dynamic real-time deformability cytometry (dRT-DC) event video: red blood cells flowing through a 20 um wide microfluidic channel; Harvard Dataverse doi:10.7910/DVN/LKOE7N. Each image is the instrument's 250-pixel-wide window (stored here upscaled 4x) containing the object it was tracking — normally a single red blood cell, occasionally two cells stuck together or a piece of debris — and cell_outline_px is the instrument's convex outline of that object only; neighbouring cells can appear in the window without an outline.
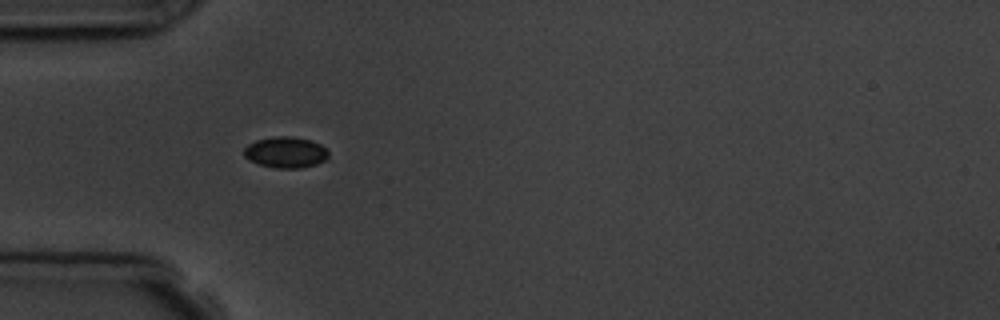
{"species": "common noctule bat (a hibernating species)", "species_latin": "Nyctalus noctula", "temperature_condition": "room temperature", "stored_images_in_passage": 3, "camera_frame_rate_fps": 3000, "um_per_image_px": 0.085, "animal": {"sex": "male", "body_mass_g": 19.5, "forearm_length_mm": 54.6}, "frame": {"image": 1, "passage_image": 2, "time_ms": 1.333, "image_size_px": [1000, 320], "cell_outline_px": [[328, 156], [324, 160], [316, 164], [300, 168], [276, 168], [260, 164], [248, 160], [244, 156], [244, 148], [248, 144], [256, 140], [272, 136], [292, 136], [312, 140], [320, 144], [328, 152]], "centroid_in_image_um": [24.26, 12.93], "position_along_channel_um": 60.7, "area_um2": 15.32}}